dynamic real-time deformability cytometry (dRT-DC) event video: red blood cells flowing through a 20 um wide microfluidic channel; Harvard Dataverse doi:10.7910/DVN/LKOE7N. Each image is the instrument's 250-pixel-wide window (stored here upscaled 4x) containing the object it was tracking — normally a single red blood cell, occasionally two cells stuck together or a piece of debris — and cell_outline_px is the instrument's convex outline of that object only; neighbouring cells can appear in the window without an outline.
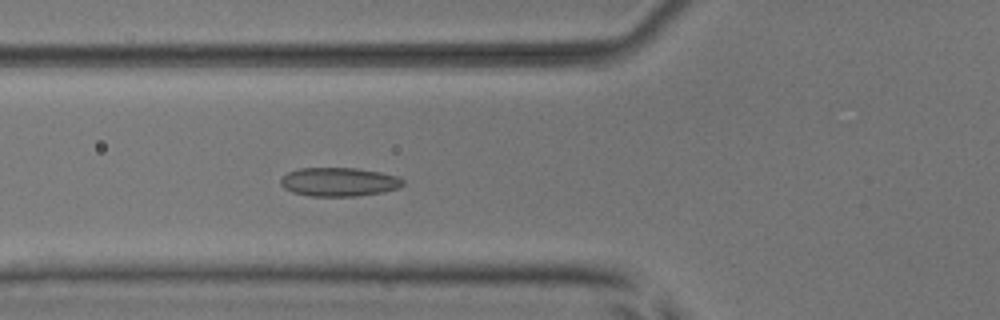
{"species": "common noctule bat (a hibernating species)", "species_latin": "Nyctalus noctula", "temperature_condition": "room temperature", "stored_images_in_passage": 52, "camera_frame_rate_fps": 3000, "um_per_image_px": 0.085, "animal": {"sex": "male", "body_mass_g": 17.9, "forearm_length_mm": 54.2}, "frame": {"image": 1, "passage_image": 19, "time_ms": 6.0, "image_size_px": [1000, 320], "cell_outline_px": [[404, 184], [400, 188], [384, 192], [356, 196], [308, 196], [292, 192], [284, 188], [280, 184], [280, 180], [288, 172], [300, 168], [356, 168], [380, 172], [396, 176], [404, 180]], "centroid_in_image_um": [28.82, 15.47], "position_along_channel_um": 97.0, "area_um2": 20.58}}
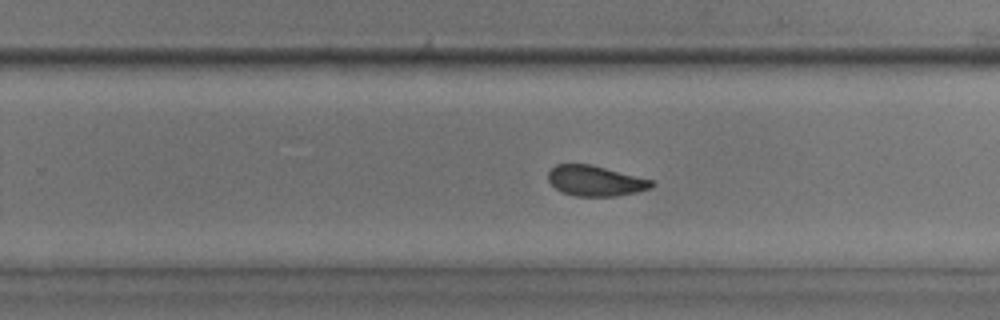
{"frame": {"image": 2, "passage_image": 33, "time_ms": 10.667, "image_size_px": [1000, 320], "cell_outline_px": [[656, 184], [652, 188], [636, 192], [616, 196], [576, 196], [564, 192], [556, 188], [548, 180], [548, 172], [556, 164], [592, 164], [652, 180]], "centroid_in_image_um": [50.63, 15.36], "position_along_channel_um": 279.2, "area_um2": 18.26}}
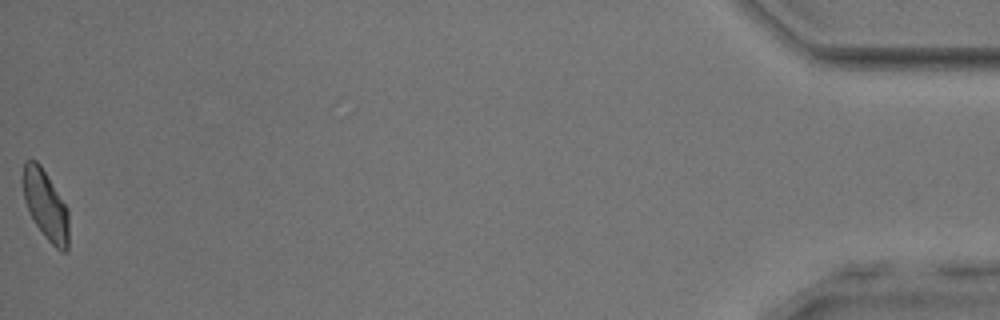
{"frame": {"image": 3, "passage_image": 52, "time_ms": 17.0, "image_size_px": [1000, 320], "cell_outline_px": [[68, 248], [64, 252], [60, 252], [44, 236], [36, 224], [24, 200], [24, 160], [36, 160], [40, 164], [68, 208]], "centroid_in_image_um": [3.91, 17.45], "position_along_channel_um": 431.3, "area_um2": 18.21}, "authors_computed_cell_mechanics": {"area_um2": 19.4208, "velocity_mm_per_s": 3.9138, "shape_relaxation_time_tau1_ms": 5.063, "shape_relaxation_time_tau2_ms": 1.0922, "deformation_change_tau1": 0.1017, "deformation_change_tau2": 0.064}}